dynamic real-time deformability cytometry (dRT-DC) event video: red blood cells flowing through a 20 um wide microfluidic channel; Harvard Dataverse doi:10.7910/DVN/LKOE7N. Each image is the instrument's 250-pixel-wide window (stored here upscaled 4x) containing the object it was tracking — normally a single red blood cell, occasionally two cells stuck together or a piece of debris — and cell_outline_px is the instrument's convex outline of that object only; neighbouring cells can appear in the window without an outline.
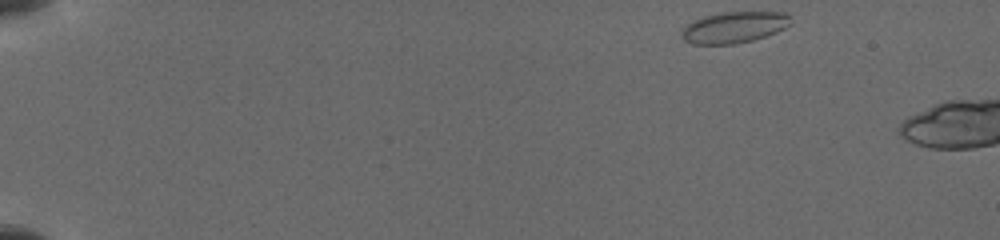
{"species": "common noctule bat (a hibernating species)", "species_latin": "Nyctalus noctula", "temperature_condition": "cold", "stored_images_in_passage": 7, "camera_frame_rate_fps": 3000, "um_per_image_px": 0.085, "animal": {"sex": "female", "body_mass_g": 19.5, "forearm_length_mm": 54.1}, "frame": {"image": 1, "passage_image": 1, "time_ms": 0.0, "image_size_px": [1000, 240], "cell_outline_px": [[792, 24], [784, 28], [764, 36], [752, 40], [732, 44], [692, 44], [684, 40], [684, 28], [688, 24], [704, 16], [724, 12], [784, 12], [792, 16]], "centroid_in_image_um": [62.47, 2.31], "position_along_channel_um": 22.5, "area_um2": 19.54}}